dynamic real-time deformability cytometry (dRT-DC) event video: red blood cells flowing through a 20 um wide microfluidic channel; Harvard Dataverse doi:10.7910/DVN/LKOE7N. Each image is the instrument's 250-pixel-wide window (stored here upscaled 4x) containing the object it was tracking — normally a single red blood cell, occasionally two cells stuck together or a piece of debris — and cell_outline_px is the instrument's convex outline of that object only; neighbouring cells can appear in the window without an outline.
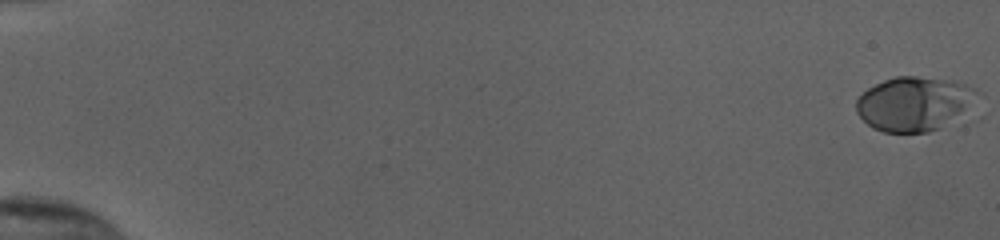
{"species": "human", "species_latin": "Homo sapiens", "temperature_condition": "cold", "stored_images_in_passage": 46, "camera_frame_rate_fps": 3000, "um_per_image_px": 0.085, "donor": {"sex": "female"}, "frame": {"image": 1, "passage_image": 1, "time_ms": 0.0, "image_size_px": [1000, 240], "cell_outline_px": [[984, 96], [940, 128], [928, 132], [884, 132], [872, 128], [856, 112], [856, 100], [868, 88], [884, 80], [896, 76], [916, 76], [952, 80], [976, 88], [984, 92]], "centroid_in_image_um": [77.75, 8.8], "position_along_channel_um": 7.3, "area_um2": 38.32}}
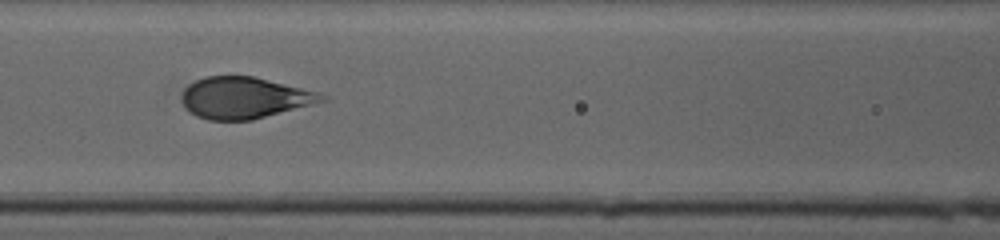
{"frame": {"image": 2, "passage_image": 27, "time_ms": 8.667, "image_size_px": [1000, 240], "cell_outline_px": [[332, 100], [252, 120], [208, 120], [196, 116], [180, 100], [180, 96], [184, 88], [188, 84], [204, 76], [252, 76], [320, 92], [328, 96]], "centroid_in_image_um": [20.83, 8.31], "position_along_channel_um": 145.8, "area_um2": 34.16}}
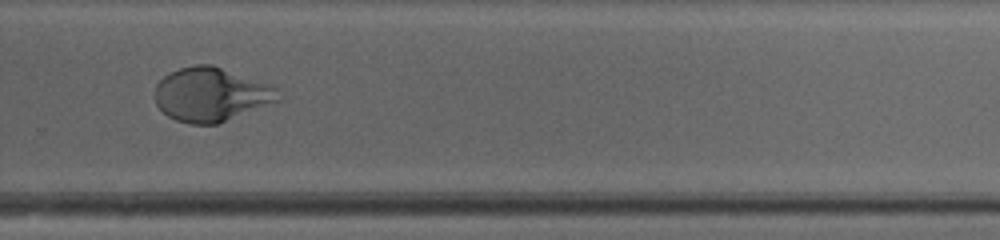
{"frame": {"image": 3, "passage_image": 40, "time_ms": 13.0, "image_size_px": [1000, 240], "cell_outline_px": [[280, 100], [220, 124], [188, 124], [176, 120], [168, 116], [156, 104], [152, 96], [152, 92], [156, 84], [168, 72], [180, 68], [196, 64], [212, 64], [280, 88]], "centroid_in_image_um": [17.92, 8.04], "position_along_channel_um": 311.9, "area_um2": 39.3}, "authors_computed_cell_mechanics": {"area_um2": 34.9401, "velocity_mm_per_s": 3.8439, "shape_relaxation_time_tau1_ms": 4.6201, "shape_relaxation_time_tau2_ms": null, "deformation_change_tau1": 0.1914, "deformation_change_tau2": null}}